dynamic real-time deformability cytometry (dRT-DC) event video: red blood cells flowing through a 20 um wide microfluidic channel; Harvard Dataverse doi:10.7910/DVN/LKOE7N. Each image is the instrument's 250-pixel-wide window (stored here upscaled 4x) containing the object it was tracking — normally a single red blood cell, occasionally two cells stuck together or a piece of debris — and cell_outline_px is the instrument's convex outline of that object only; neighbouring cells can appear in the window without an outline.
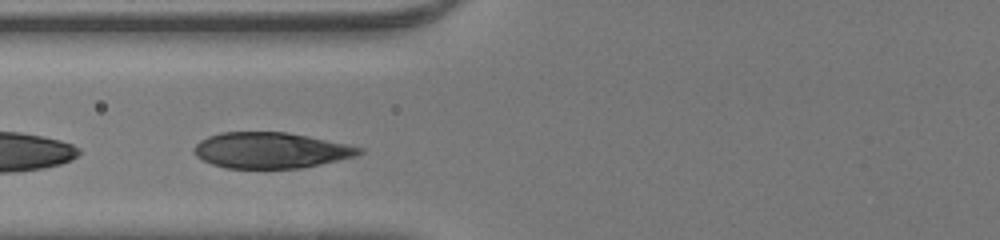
{"species": "human", "species_latin": "Homo sapiens", "temperature_condition": "room temperature", "stored_images_in_passage": 22, "camera_frame_rate_fps": 3000, "um_per_image_px": 0.085, "donor": {"sex": "male"}, "frame": {"image": 1, "passage_image": 8, "time_ms": 2.333, "image_size_px": [1000, 240], "cell_outline_px": [[364, 152], [356, 156], [320, 164], [300, 168], [224, 168], [212, 164], [196, 156], [192, 148], [200, 140], [208, 136], [220, 132], [288, 132], [308, 136], [364, 148]], "centroid_in_image_um": [22.99, 12.77], "position_along_channel_um": 102.8, "area_um2": 34.45}}
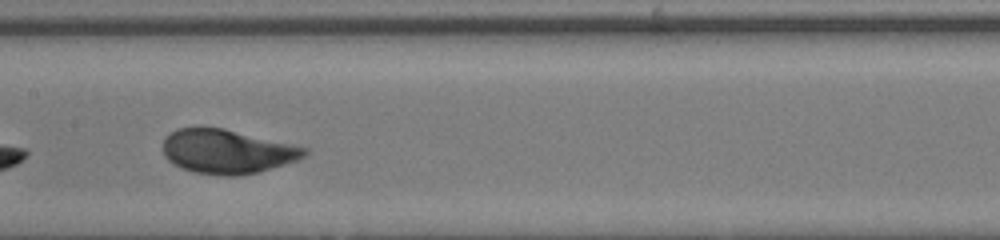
{"frame": {"image": 2, "passage_image": 14, "time_ms": 4.333, "image_size_px": [1000, 240], "cell_outline_px": [[308, 152], [304, 156], [296, 160], [284, 164], [256, 172], [236, 176], [224, 176], [196, 172], [180, 168], [168, 160], [164, 156], [164, 140], [176, 128], [200, 124], [224, 128], [308, 148]], "centroid_in_image_um": [19.25, 12.84], "position_along_channel_um": 188.1, "area_um2": 36.59}}
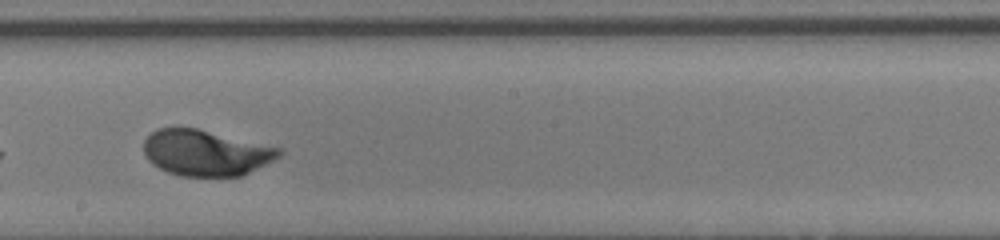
{"frame": {"image": 3, "passage_image": 17, "time_ms": 5.333, "image_size_px": [1000, 240], "cell_outline_px": [[284, 152], [280, 156], [240, 176], [180, 176], [168, 172], [152, 164], [148, 160], [144, 152], [144, 140], [156, 128], [172, 124], [176, 124], [196, 128], [280, 148]], "centroid_in_image_um": [17.4, 12.95], "position_along_channel_um": 230.8, "area_um2": 36.36}}